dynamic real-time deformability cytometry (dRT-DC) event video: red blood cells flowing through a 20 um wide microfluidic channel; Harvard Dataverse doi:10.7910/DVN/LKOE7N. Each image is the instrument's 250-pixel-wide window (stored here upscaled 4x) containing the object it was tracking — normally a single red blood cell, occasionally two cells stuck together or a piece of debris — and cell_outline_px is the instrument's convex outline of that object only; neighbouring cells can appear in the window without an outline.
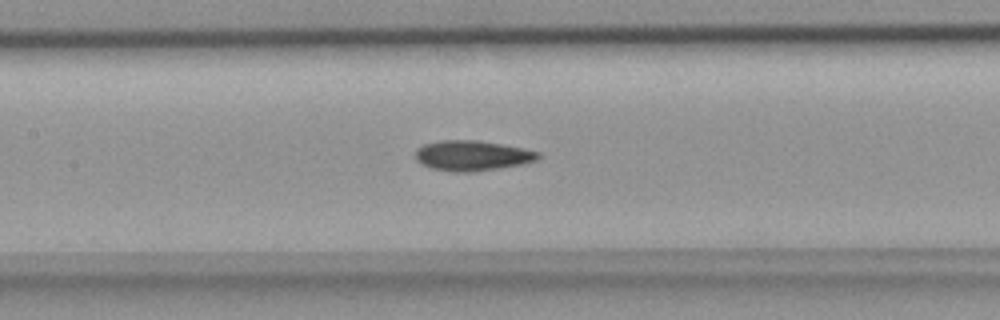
{"species": "common noctule bat (a hibernating species)", "species_latin": "Nyctalus noctula", "temperature_condition": "room temperature", "stored_images_in_passage": 48, "segment_of_instrument_passage": [1, 2], "camera_frame_rate_fps": 3000, "um_per_image_px": 0.085, "animal": {"sex": "female", "body_mass_g": 18.4}, "frame": {"image": 1, "passage_image": 22, "time_ms": 7.0, "image_size_px": [1000, 320], "cell_outline_px": [[540, 156], [536, 160], [520, 164], [496, 168], [468, 172], [452, 172], [432, 168], [420, 164], [416, 160], [416, 148], [424, 144], [440, 140], [476, 140], [524, 148], [540, 152]], "centroid_in_image_um": [40.09, 13.22], "position_along_channel_um": 167.3, "area_um2": 21.44}}
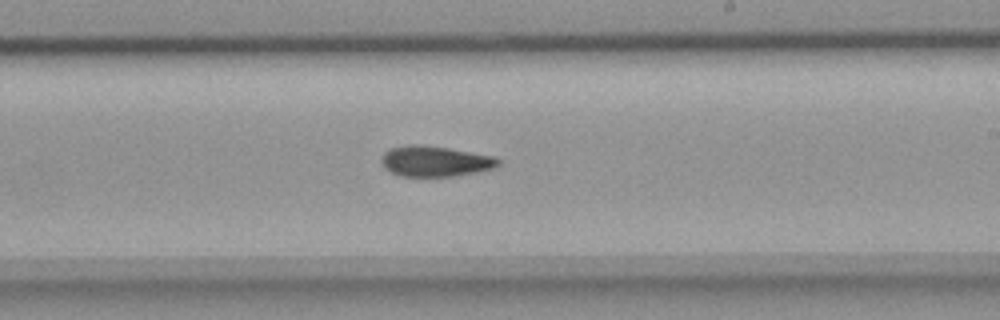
{"frame": {"image": 2, "passage_image": 28, "time_ms": 9.0, "image_size_px": [1000, 320], "cell_outline_px": [[500, 164], [492, 168], [476, 172], [452, 176], [400, 176], [384, 168], [380, 160], [384, 152], [388, 148], [408, 144], [416, 144], [448, 148], [492, 156], [500, 160]], "centroid_in_image_um": [36.92, 13.7], "position_along_channel_um": 252.1, "area_um2": 20.69}}
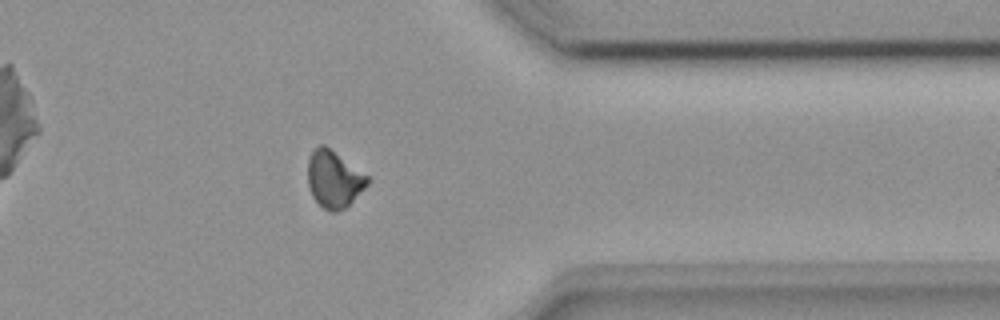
{"frame": {"image": 3, "passage_image": 38, "time_ms": 12.333, "image_size_px": [1000, 320], "cell_outline_px": [[368, 184], [344, 208], [336, 212], [332, 212], [324, 208], [312, 196], [308, 184], [308, 160], [312, 152], [320, 144], [324, 144], [368, 176]], "centroid_in_image_um": [28.36, 15.22], "position_along_channel_um": 383.0, "area_um2": 19.31}}